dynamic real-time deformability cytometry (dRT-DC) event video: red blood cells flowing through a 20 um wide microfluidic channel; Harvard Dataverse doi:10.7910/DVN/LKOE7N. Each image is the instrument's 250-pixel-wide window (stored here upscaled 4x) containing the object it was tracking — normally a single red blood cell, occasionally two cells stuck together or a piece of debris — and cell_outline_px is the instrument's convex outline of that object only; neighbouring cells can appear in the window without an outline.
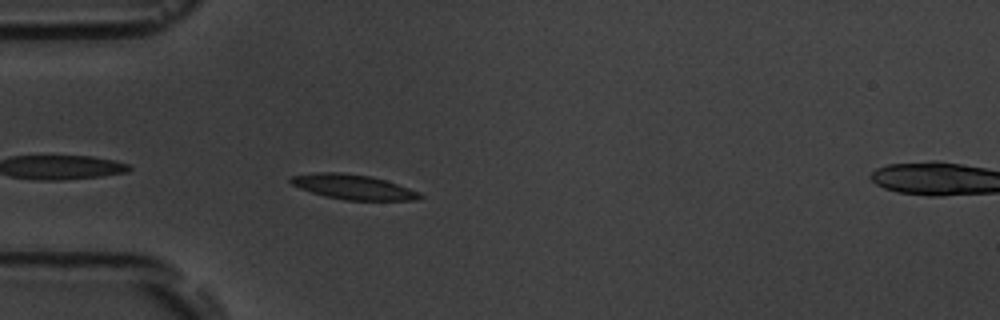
{"species": "common noctule bat (a hibernating species)", "species_latin": "Nyctalus noctula", "temperature_condition": "room temperature", "stored_images_in_passage": 6, "segment_of_instrument_passage": [1, 2], "camera_frame_rate_fps": 3000, "um_per_image_px": 0.085, "animal": {"sex": "male", "body_mass_g": 19.5, "forearm_length_mm": 54.6}, "frame": {"image": 1, "passage_image": 5, "time_ms": 4.667, "image_size_px": [1000, 320], "cell_outline_px": [[424, 196], [416, 200], [344, 200], [324, 196], [300, 188], [292, 184], [288, 180], [292, 176], [312, 172], [344, 172], [372, 176], [420, 192]], "centroid_in_image_um": [29.99, 15.88], "position_along_channel_um": 55.0, "area_um2": 18.73}}